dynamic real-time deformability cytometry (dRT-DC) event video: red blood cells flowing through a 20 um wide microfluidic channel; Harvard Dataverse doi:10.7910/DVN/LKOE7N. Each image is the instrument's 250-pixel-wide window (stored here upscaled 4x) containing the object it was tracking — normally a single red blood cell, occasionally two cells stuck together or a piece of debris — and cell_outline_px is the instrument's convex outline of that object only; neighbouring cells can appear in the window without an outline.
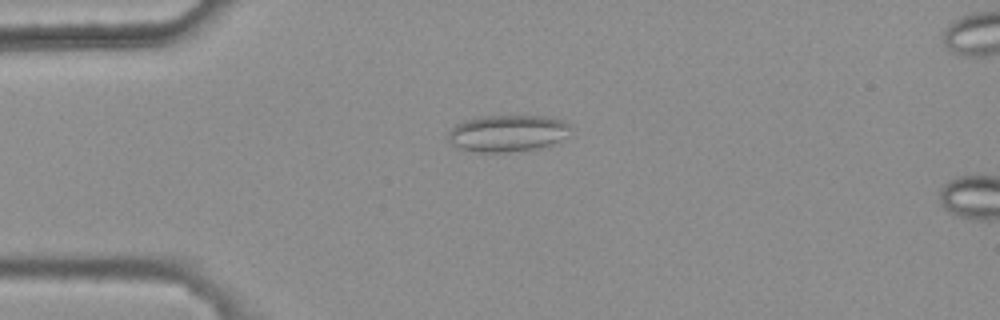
{"species": "common noctule bat (a hibernating species)", "species_latin": "Nyctalus noctula", "temperature_condition": "warm", "stored_images_in_passage": 4, "camera_frame_rate_fps": 3000, "um_per_image_px": 0.085, "animal": {"sex": "female", "body_mass_g": 25.1}, "frame": {"image": 1, "passage_image": 3, "time_ms": 0.667, "image_size_px": [1000, 320], "cell_outline_px": [[572, 136], [552, 144], [540, 148], [508, 152], [480, 152], [460, 148], [452, 144], [448, 140], [448, 132], [456, 124], [464, 120], [476, 116], [548, 116], [564, 120], [572, 124]], "centroid_in_image_um": [43.23, 11.31], "position_along_channel_um": 41.8, "area_um2": 26.82}}